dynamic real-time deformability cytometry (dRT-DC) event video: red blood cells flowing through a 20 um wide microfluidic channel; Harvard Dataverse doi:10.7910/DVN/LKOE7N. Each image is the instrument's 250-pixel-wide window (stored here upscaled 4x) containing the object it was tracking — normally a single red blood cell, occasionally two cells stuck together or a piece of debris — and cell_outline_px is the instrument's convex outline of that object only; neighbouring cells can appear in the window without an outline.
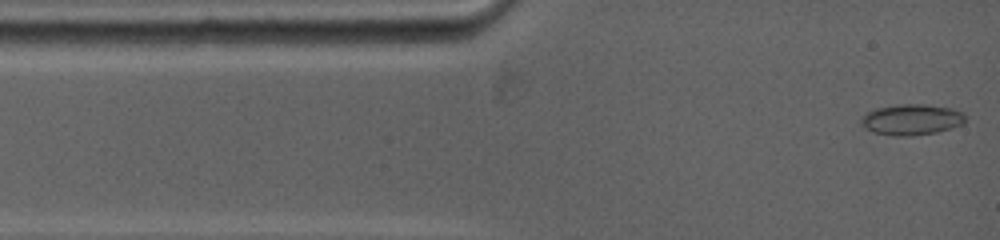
{"species": "common noctule bat (a hibernating species)", "species_latin": "Nyctalus noctula", "temperature_condition": "warm", "stored_images_in_passage": 12, "camera_frame_rate_fps": 5000, "um_per_image_px": 0.085, "animal": {"sex": "female", "body_mass_g": 19.0, "forearm_length_mm": 53.3}, "frame": {"image": 1, "passage_image": 1, "time_ms": 0.0, "image_size_px": [1000, 240], "cell_outline_px": [[964, 124], [952, 128], [936, 132], [912, 136], [896, 136], [872, 132], [864, 128], [860, 124], [860, 120], [868, 112], [876, 108], [900, 104], [924, 104], [952, 108], [960, 112], [964, 116]], "centroid_in_image_um": [77.46, 10.17], "position_along_channel_um": 7.5, "area_um2": 18.73}}
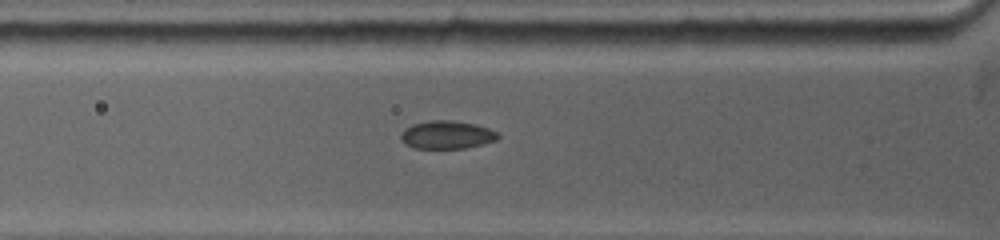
{"frame": {"image": 2, "passage_image": 8, "time_ms": 3.2, "image_size_px": [1000, 240], "cell_outline_px": [[500, 136], [496, 140], [464, 148], [416, 148], [404, 144], [400, 136], [404, 128], [412, 124], [432, 120], [452, 120], [476, 124], [488, 128], [496, 132]], "centroid_in_image_um": [37.96, 11.45], "position_along_channel_um": 87.8, "area_um2": 15.78}}
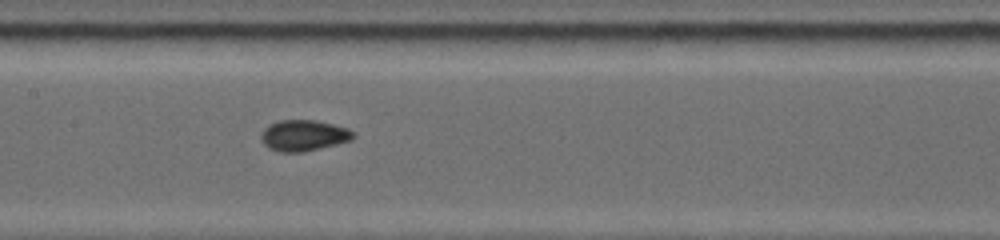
{"frame": {"image": 3, "passage_image": 12, "time_ms": 5.6, "image_size_px": [1000, 240], "cell_outline_px": [[356, 136], [352, 140], [304, 152], [280, 152], [268, 148], [260, 140], [260, 132], [268, 124], [280, 120], [312, 120], [332, 124], [348, 128], [356, 132]], "centroid_in_image_um": [25.79, 11.51], "position_along_channel_um": 181.6, "area_um2": 16.88}}